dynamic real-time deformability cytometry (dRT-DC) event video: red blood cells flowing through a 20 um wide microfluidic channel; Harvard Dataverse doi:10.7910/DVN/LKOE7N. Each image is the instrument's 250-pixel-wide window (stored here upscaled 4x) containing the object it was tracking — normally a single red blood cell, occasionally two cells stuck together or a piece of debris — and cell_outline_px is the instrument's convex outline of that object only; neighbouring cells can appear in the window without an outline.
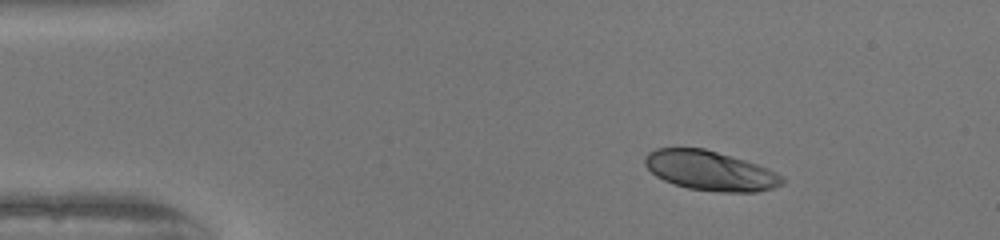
{"species": "human", "species_latin": "Homo sapiens", "temperature_condition": "warm", "stored_images_in_passage": 44, "camera_frame_rate_fps": 3000, "um_per_image_px": 0.085, "donor": {"sex": "female"}, "frame": {"image": 1, "passage_image": 1, "time_ms": 0.0, "image_size_px": [1000, 240], "cell_outline_px": [[784, 184], [772, 188], [756, 192], [720, 192], [688, 188], [664, 180], [656, 176], [644, 164], [644, 156], [648, 152], [656, 148], [704, 148], [744, 160], [768, 168], [784, 176]], "centroid_in_image_um": [60.37, 14.51], "position_along_channel_um": 24.6, "area_um2": 31.62}}
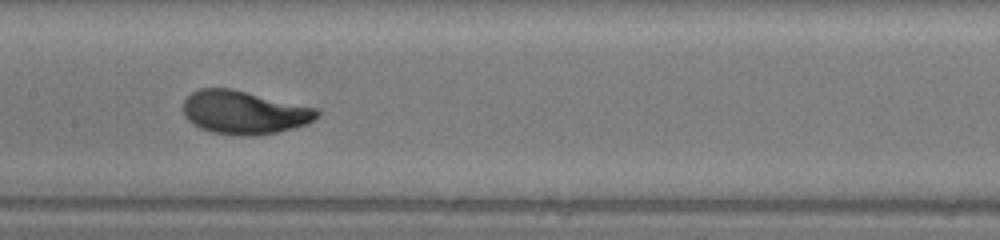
{"frame": {"image": 2, "passage_image": 19, "time_ms": 6.0, "image_size_px": [1000, 240], "cell_outline_px": [[320, 116], [304, 124], [292, 128], [276, 132], [252, 136], [232, 136], [212, 132], [200, 128], [192, 124], [184, 116], [184, 100], [192, 92], [200, 88], [232, 88], [320, 108]], "centroid_in_image_um": [20.76, 9.55], "position_along_channel_um": 186.6, "area_um2": 34.16}}
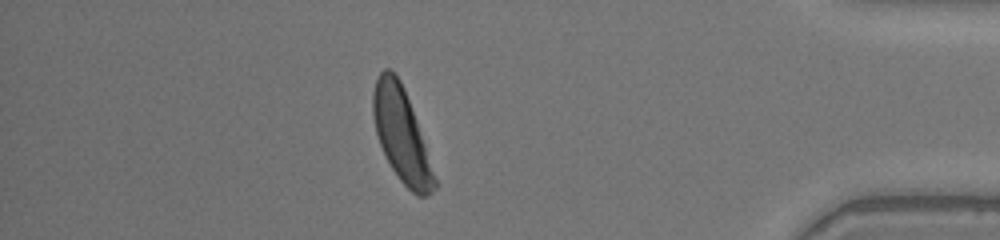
{"frame": {"image": 3, "passage_image": 38, "time_ms": 12.333, "image_size_px": [1000, 240], "cell_outline_px": [[436, 188], [432, 192], [424, 196], [416, 196], [400, 180], [392, 168], [380, 144], [376, 132], [372, 116], [372, 92], [376, 80], [380, 72], [384, 68], [388, 68], [400, 80], [404, 88], [416, 120], [436, 180]], "centroid_in_image_um": [34.09, 11.45], "position_along_channel_um": 401.1, "area_um2": 32.71}, "authors_computed_cell_mechanics": {"area_um2": 32.8882, "velocity_mm_per_s": 4.0411, "shape_relaxation_time_tau1_ms": 1.9644, "shape_relaxation_time_tau2_ms": null, "deformation_change_tau1": 0.152, "deformation_change_tau2": null}}